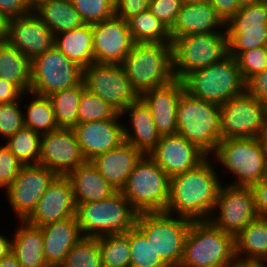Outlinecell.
<instances>
[{
  "mask_svg": "<svg viewBox=\"0 0 267 267\" xmlns=\"http://www.w3.org/2000/svg\"><path fill=\"white\" fill-rule=\"evenodd\" d=\"M209 158L197 167L170 178L166 213L192 221L210 219L222 182Z\"/></svg>",
  "mask_w": 267,
  "mask_h": 267,
  "instance_id": "cell-1",
  "label": "cell"
},
{
  "mask_svg": "<svg viewBox=\"0 0 267 267\" xmlns=\"http://www.w3.org/2000/svg\"><path fill=\"white\" fill-rule=\"evenodd\" d=\"M121 65L139 96L175 79L172 43H134Z\"/></svg>",
  "mask_w": 267,
  "mask_h": 267,
  "instance_id": "cell-2",
  "label": "cell"
},
{
  "mask_svg": "<svg viewBox=\"0 0 267 267\" xmlns=\"http://www.w3.org/2000/svg\"><path fill=\"white\" fill-rule=\"evenodd\" d=\"M235 237L210 220L192 221L188 231L183 267H232L236 263Z\"/></svg>",
  "mask_w": 267,
  "mask_h": 267,
  "instance_id": "cell-3",
  "label": "cell"
},
{
  "mask_svg": "<svg viewBox=\"0 0 267 267\" xmlns=\"http://www.w3.org/2000/svg\"><path fill=\"white\" fill-rule=\"evenodd\" d=\"M232 172L228 185L251 187L267 178V150L263 137L222 140L212 157Z\"/></svg>",
  "mask_w": 267,
  "mask_h": 267,
  "instance_id": "cell-4",
  "label": "cell"
},
{
  "mask_svg": "<svg viewBox=\"0 0 267 267\" xmlns=\"http://www.w3.org/2000/svg\"><path fill=\"white\" fill-rule=\"evenodd\" d=\"M177 128L179 135L210 157L221 142L220 106L184 91L177 107Z\"/></svg>",
  "mask_w": 267,
  "mask_h": 267,
  "instance_id": "cell-5",
  "label": "cell"
},
{
  "mask_svg": "<svg viewBox=\"0 0 267 267\" xmlns=\"http://www.w3.org/2000/svg\"><path fill=\"white\" fill-rule=\"evenodd\" d=\"M137 215L121 191L101 201L76 204V218L83 237L127 233L135 226Z\"/></svg>",
  "mask_w": 267,
  "mask_h": 267,
  "instance_id": "cell-6",
  "label": "cell"
},
{
  "mask_svg": "<svg viewBox=\"0 0 267 267\" xmlns=\"http://www.w3.org/2000/svg\"><path fill=\"white\" fill-rule=\"evenodd\" d=\"M182 82L185 91L191 96L219 106L245 92V81L237 60L230 55L189 73Z\"/></svg>",
  "mask_w": 267,
  "mask_h": 267,
  "instance_id": "cell-7",
  "label": "cell"
},
{
  "mask_svg": "<svg viewBox=\"0 0 267 267\" xmlns=\"http://www.w3.org/2000/svg\"><path fill=\"white\" fill-rule=\"evenodd\" d=\"M192 220L166 212L138 213L135 226L168 266L180 265Z\"/></svg>",
  "mask_w": 267,
  "mask_h": 267,
  "instance_id": "cell-8",
  "label": "cell"
},
{
  "mask_svg": "<svg viewBox=\"0 0 267 267\" xmlns=\"http://www.w3.org/2000/svg\"><path fill=\"white\" fill-rule=\"evenodd\" d=\"M121 192L138 213L165 212L170 198V177L145 154Z\"/></svg>",
  "mask_w": 267,
  "mask_h": 267,
  "instance_id": "cell-9",
  "label": "cell"
},
{
  "mask_svg": "<svg viewBox=\"0 0 267 267\" xmlns=\"http://www.w3.org/2000/svg\"><path fill=\"white\" fill-rule=\"evenodd\" d=\"M173 73L182 80L189 73L206 68L228 55L227 31L184 35L173 42Z\"/></svg>",
  "mask_w": 267,
  "mask_h": 267,
  "instance_id": "cell-10",
  "label": "cell"
},
{
  "mask_svg": "<svg viewBox=\"0 0 267 267\" xmlns=\"http://www.w3.org/2000/svg\"><path fill=\"white\" fill-rule=\"evenodd\" d=\"M221 141L263 137L267 132V105L246 91L220 106Z\"/></svg>",
  "mask_w": 267,
  "mask_h": 267,
  "instance_id": "cell-11",
  "label": "cell"
},
{
  "mask_svg": "<svg viewBox=\"0 0 267 267\" xmlns=\"http://www.w3.org/2000/svg\"><path fill=\"white\" fill-rule=\"evenodd\" d=\"M82 80L83 69L56 47L31 61V93L49 96L56 91L77 86Z\"/></svg>",
  "mask_w": 267,
  "mask_h": 267,
  "instance_id": "cell-12",
  "label": "cell"
},
{
  "mask_svg": "<svg viewBox=\"0 0 267 267\" xmlns=\"http://www.w3.org/2000/svg\"><path fill=\"white\" fill-rule=\"evenodd\" d=\"M85 88L109 103L120 114L140 96L121 64L92 63L83 70Z\"/></svg>",
  "mask_w": 267,
  "mask_h": 267,
  "instance_id": "cell-13",
  "label": "cell"
},
{
  "mask_svg": "<svg viewBox=\"0 0 267 267\" xmlns=\"http://www.w3.org/2000/svg\"><path fill=\"white\" fill-rule=\"evenodd\" d=\"M213 213L209 220L236 237L258 217L251 187L222 184Z\"/></svg>",
  "mask_w": 267,
  "mask_h": 267,
  "instance_id": "cell-14",
  "label": "cell"
},
{
  "mask_svg": "<svg viewBox=\"0 0 267 267\" xmlns=\"http://www.w3.org/2000/svg\"><path fill=\"white\" fill-rule=\"evenodd\" d=\"M58 175L40 164L23 165L5 191L8 205L17 220H25L35 209L43 193Z\"/></svg>",
  "mask_w": 267,
  "mask_h": 267,
  "instance_id": "cell-15",
  "label": "cell"
},
{
  "mask_svg": "<svg viewBox=\"0 0 267 267\" xmlns=\"http://www.w3.org/2000/svg\"><path fill=\"white\" fill-rule=\"evenodd\" d=\"M4 40L32 61L54 47L55 35L32 11L7 20Z\"/></svg>",
  "mask_w": 267,
  "mask_h": 267,
  "instance_id": "cell-16",
  "label": "cell"
},
{
  "mask_svg": "<svg viewBox=\"0 0 267 267\" xmlns=\"http://www.w3.org/2000/svg\"><path fill=\"white\" fill-rule=\"evenodd\" d=\"M85 161L73 129L60 128L42 134L38 164L67 176Z\"/></svg>",
  "mask_w": 267,
  "mask_h": 267,
  "instance_id": "cell-17",
  "label": "cell"
},
{
  "mask_svg": "<svg viewBox=\"0 0 267 267\" xmlns=\"http://www.w3.org/2000/svg\"><path fill=\"white\" fill-rule=\"evenodd\" d=\"M91 26L94 62L121 64L134 44L128 22L114 15Z\"/></svg>",
  "mask_w": 267,
  "mask_h": 267,
  "instance_id": "cell-18",
  "label": "cell"
},
{
  "mask_svg": "<svg viewBox=\"0 0 267 267\" xmlns=\"http://www.w3.org/2000/svg\"><path fill=\"white\" fill-rule=\"evenodd\" d=\"M148 155L170 178L197 167L208 157L178 133L162 135Z\"/></svg>",
  "mask_w": 267,
  "mask_h": 267,
  "instance_id": "cell-19",
  "label": "cell"
},
{
  "mask_svg": "<svg viewBox=\"0 0 267 267\" xmlns=\"http://www.w3.org/2000/svg\"><path fill=\"white\" fill-rule=\"evenodd\" d=\"M74 216L76 204L72 184L67 176L58 175L25 221L33 226L42 227Z\"/></svg>",
  "mask_w": 267,
  "mask_h": 267,
  "instance_id": "cell-20",
  "label": "cell"
},
{
  "mask_svg": "<svg viewBox=\"0 0 267 267\" xmlns=\"http://www.w3.org/2000/svg\"><path fill=\"white\" fill-rule=\"evenodd\" d=\"M119 113L115 118L77 124L75 132L82 155L86 161L119 147L124 142V130Z\"/></svg>",
  "mask_w": 267,
  "mask_h": 267,
  "instance_id": "cell-21",
  "label": "cell"
},
{
  "mask_svg": "<svg viewBox=\"0 0 267 267\" xmlns=\"http://www.w3.org/2000/svg\"><path fill=\"white\" fill-rule=\"evenodd\" d=\"M185 91L182 80L174 79L169 84L148 90L140 98L150 108L155 126L160 135L177 134V107Z\"/></svg>",
  "mask_w": 267,
  "mask_h": 267,
  "instance_id": "cell-22",
  "label": "cell"
},
{
  "mask_svg": "<svg viewBox=\"0 0 267 267\" xmlns=\"http://www.w3.org/2000/svg\"><path fill=\"white\" fill-rule=\"evenodd\" d=\"M221 28L225 29L226 23L209 2L183 3L174 26L169 31L173 42L184 35L222 32Z\"/></svg>",
  "mask_w": 267,
  "mask_h": 267,
  "instance_id": "cell-23",
  "label": "cell"
},
{
  "mask_svg": "<svg viewBox=\"0 0 267 267\" xmlns=\"http://www.w3.org/2000/svg\"><path fill=\"white\" fill-rule=\"evenodd\" d=\"M144 155L141 150L124 141L119 147L102 153L91 161L101 175L117 191H121Z\"/></svg>",
  "mask_w": 267,
  "mask_h": 267,
  "instance_id": "cell-24",
  "label": "cell"
},
{
  "mask_svg": "<svg viewBox=\"0 0 267 267\" xmlns=\"http://www.w3.org/2000/svg\"><path fill=\"white\" fill-rule=\"evenodd\" d=\"M40 228L44 258L49 267H60L72 247L83 238L76 216Z\"/></svg>",
  "mask_w": 267,
  "mask_h": 267,
  "instance_id": "cell-25",
  "label": "cell"
},
{
  "mask_svg": "<svg viewBox=\"0 0 267 267\" xmlns=\"http://www.w3.org/2000/svg\"><path fill=\"white\" fill-rule=\"evenodd\" d=\"M124 114L126 117L127 115L130 117L129 121L131 124V128H128L127 125L123 126L124 141L135 146L144 154H148L161 139L150 108L139 98L127 107L121 113V116H125Z\"/></svg>",
  "mask_w": 267,
  "mask_h": 267,
  "instance_id": "cell-26",
  "label": "cell"
},
{
  "mask_svg": "<svg viewBox=\"0 0 267 267\" xmlns=\"http://www.w3.org/2000/svg\"><path fill=\"white\" fill-rule=\"evenodd\" d=\"M67 177L72 184L75 204L101 201L117 192L92 161H85Z\"/></svg>",
  "mask_w": 267,
  "mask_h": 267,
  "instance_id": "cell-27",
  "label": "cell"
},
{
  "mask_svg": "<svg viewBox=\"0 0 267 267\" xmlns=\"http://www.w3.org/2000/svg\"><path fill=\"white\" fill-rule=\"evenodd\" d=\"M15 231L12 237V253L18 259L20 267H49L44 258L41 228L19 220Z\"/></svg>",
  "mask_w": 267,
  "mask_h": 267,
  "instance_id": "cell-28",
  "label": "cell"
},
{
  "mask_svg": "<svg viewBox=\"0 0 267 267\" xmlns=\"http://www.w3.org/2000/svg\"><path fill=\"white\" fill-rule=\"evenodd\" d=\"M54 47L84 70L94 63L91 24L55 35Z\"/></svg>",
  "mask_w": 267,
  "mask_h": 267,
  "instance_id": "cell-29",
  "label": "cell"
},
{
  "mask_svg": "<svg viewBox=\"0 0 267 267\" xmlns=\"http://www.w3.org/2000/svg\"><path fill=\"white\" fill-rule=\"evenodd\" d=\"M237 261L267 262V218L257 217L235 237Z\"/></svg>",
  "mask_w": 267,
  "mask_h": 267,
  "instance_id": "cell-30",
  "label": "cell"
},
{
  "mask_svg": "<svg viewBox=\"0 0 267 267\" xmlns=\"http://www.w3.org/2000/svg\"><path fill=\"white\" fill-rule=\"evenodd\" d=\"M33 12L48 26L54 35L73 30L85 24L71 0H42Z\"/></svg>",
  "mask_w": 267,
  "mask_h": 267,
  "instance_id": "cell-31",
  "label": "cell"
},
{
  "mask_svg": "<svg viewBox=\"0 0 267 267\" xmlns=\"http://www.w3.org/2000/svg\"><path fill=\"white\" fill-rule=\"evenodd\" d=\"M0 78L13 83L23 93L30 92L31 61L4 39L0 41Z\"/></svg>",
  "mask_w": 267,
  "mask_h": 267,
  "instance_id": "cell-32",
  "label": "cell"
},
{
  "mask_svg": "<svg viewBox=\"0 0 267 267\" xmlns=\"http://www.w3.org/2000/svg\"><path fill=\"white\" fill-rule=\"evenodd\" d=\"M84 88L82 81L77 86L56 91L48 96L59 128L73 129L78 124V106Z\"/></svg>",
  "mask_w": 267,
  "mask_h": 267,
  "instance_id": "cell-33",
  "label": "cell"
},
{
  "mask_svg": "<svg viewBox=\"0 0 267 267\" xmlns=\"http://www.w3.org/2000/svg\"><path fill=\"white\" fill-rule=\"evenodd\" d=\"M127 22L134 43H172L170 31L149 10Z\"/></svg>",
  "mask_w": 267,
  "mask_h": 267,
  "instance_id": "cell-34",
  "label": "cell"
},
{
  "mask_svg": "<svg viewBox=\"0 0 267 267\" xmlns=\"http://www.w3.org/2000/svg\"><path fill=\"white\" fill-rule=\"evenodd\" d=\"M32 97L29 104H25L24 125L35 132L42 134L56 131L59 128L54 115L53 107L48 96L28 93Z\"/></svg>",
  "mask_w": 267,
  "mask_h": 267,
  "instance_id": "cell-35",
  "label": "cell"
},
{
  "mask_svg": "<svg viewBox=\"0 0 267 267\" xmlns=\"http://www.w3.org/2000/svg\"><path fill=\"white\" fill-rule=\"evenodd\" d=\"M102 266L130 267V230L98 237Z\"/></svg>",
  "mask_w": 267,
  "mask_h": 267,
  "instance_id": "cell-36",
  "label": "cell"
},
{
  "mask_svg": "<svg viewBox=\"0 0 267 267\" xmlns=\"http://www.w3.org/2000/svg\"><path fill=\"white\" fill-rule=\"evenodd\" d=\"M42 135L24 126L5 141L6 147L24 165L38 164Z\"/></svg>",
  "mask_w": 267,
  "mask_h": 267,
  "instance_id": "cell-37",
  "label": "cell"
},
{
  "mask_svg": "<svg viewBox=\"0 0 267 267\" xmlns=\"http://www.w3.org/2000/svg\"><path fill=\"white\" fill-rule=\"evenodd\" d=\"M267 29V1L241 7L226 23L227 34Z\"/></svg>",
  "mask_w": 267,
  "mask_h": 267,
  "instance_id": "cell-38",
  "label": "cell"
},
{
  "mask_svg": "<svg viewBox=\"0 0 267 267\" xmlns=\"http://www.w3.org/2000/svg\"><path fill=\"white\" fill-rule=\"evenodd\" d=\"M130 267H168L136 226L130 229Z\"/></svg>",
  "mask_w": 267,
  "mask_h": 267,
  "instance_id": "cell-39",
  "label": "cell"
},
{
  "mask_svg": "<svg viewBox=\"0 0 267 267\" xmlns=\"http://www.w3.org/2000/svg\"><path fill=\"white\" fill-rule=\"evenodd\" d=\"M60 267H102L98 238L80 239L69 251Z\"/></svg>",
  "mask_w": 267,
  "mask_h": 267,
  "instance_id": "cell-40",
  "label": "cell"
},
{
  "mask_svg": "<svg viewBox=\"0 0 267 267\" xmlns=\"http://www.w3.org/2000/svg\"><path fill=\"white\" fill-rule=\"evenodd\" d=\"M118 114L109 103L86 88L83 89L78 106V124L109 120Z\"/></svg>",
  "mask_w": 267,
  "mask_h": 267,
  "instance_id": "cell-41",
  "label": "cell"
},
{
  "mask_svg": "<svg viewBox=\"0 0 267 267\" xmlns=\"http://www.w3.org/2000/svg\"><path fill=\"white\" fill-rule=\"evenodd\" d=\"M85 24H94L115 15V0H71Z\"/></svg>",
  "mask_w": 267,
  "mask_h": 267,
  "instance_id": "cell-42",
  "label": "cell"
},
{
  "mask_svg": "<svg viewBox=\"0 0 267 267\" xmlns=\"http://www.w3.org/2000/svg\"><path fill=\"white\" fill-rule=\"evenodd\" d=\"M228 55L236 58L241 52L267 45V29L227 34Z\"/></svg>",
  "mask_w": 267,
  "mask_h": 267,
  "instance_id": "cell-43",
  "label": "cell"
},
{
  "mask_svg": "<svg viewBox=\"0 0 267 267\" xmlns=\"http://www.w3.org/2000/svg\"><path fill=\"white\" fill-rule=\"evenodd\" d=\"M0 104V136L7 140L24 127V111L20 108L22 102Z\"/></svg>",
  "mask_w": 267,
  "mask_h": 267,
  "instance_id": "cell-44",
  "label": "cell"
},
{
  "mask_svg": "<svg viewBox=\"0 0 267 267\" xmlns=\"http://www.w3.org/2000/svg\"><path fill=\"white\" fill-rule=\"evenodd\" d=\"M237 64L241 75L246 82L255 74L267 68L266 47H259L245 52H241L237 57Z\"/></svg>",
  "mask_w": 267,
  "mask_h": 267,
  "instance_id": "cell-45",
  "label": "cell"
},
{
  "mask_svg": "<svg viewBox=\"0 0 267 267\" xmlns=\"http://www.w3.org/2000/svg\"><path fill=\"white\" fill-rule=\"evenodd\" d=\"M22 164L6 147H0V188L4 191L11 185L21 170Z\"/></svg>",
  "mask_w": 267,
  "mask_h": 267,
  "instance_id": "cell-46",
  "label": "cell"
},
{
  "mask_svg": "<svg viewBox=\"0 0 267 267\" xmlns=\"http://www.w3.org/2000/svg\"><path fill=\"white\" fill-rule=\"evenodd\" d=\"M182 0H151L149 11L170 30L181 10Z\"/></svg>",
  "mask_w": 267,
  "mask_h": 267,
  "instance_id": "cell-47",
  "label": "cell"
},
{
  "mask_svg": "<svg viewBox=\"0 0 267 267\" xmlns=\"http://www.w3.org/2000/svg\"><path fill=\"white\" fill-rule=\"evenodd\" d=\"M151 0H115V16L125 21L149 9Z\"/></svg>",
  "mask_w": 267,
  "mask_h": 267,
  "instance_id": "cell-48",
  "label": "cell"
},
{
  "mask_svg": "<svg viewBox=\"0 0 267 267\" xmlns=\"http://www.w3.org/2000/svg\"><path fill=\"white\" fill-rule=\"evenodd\" d=\"M245 91L267 105V68L245 82Z\"/></svg>",
  "mask_w": 267,
  "mask_h": 267,
  "instance_id": "cell-49",
  "label": "cell"
},
{
  "mask_svg": "<svg viewBox=\"0 0 267 267\" xmlns=\"http://www.w3.org/2000/svg\"><path fill=\"white\" fill-rule=\"evenodd\" d=\"M33 7L27 0H0V14L6 19L27 15Z\"/></svg>",
  "mask_w": 267,
  "mask_h": 267,
  "instance_id": "cell-50",
  "label": "cell"
},
{
  "mask_svg": "<svg viewBox=\"0 0 267 267\" xmlns=\"http://www.w3.org/2000/svg\"><path fill=\"white\" fill-rule=\"evenodd\" d=\"M258 217L267 218V178L251 186Z\"/></svg>",
  "mask_w": 267,
  "mask_h": 267,
  "instance_id": "cell-51",
  "label": "cell"
},
{
  "mask_svg": "<svg viewBox=\"0 0 267 267\" xmlns=\"http://www.w3.org/2000/svg\"><path fill=\"white\" fill-rule=\"evenodd\" d=\"M222 20L227 23L241 8L237 0H209Z\"/></svg>",
  "mask_w": 267,
  "mask_h": 267,
  "instance_id": "cell-52",
  "label": "cell"
},
{
  "mask_svg": "<svg viewBox=\"0 0 267 267\" xmlns=\"http://www.w3.org/2000/svg\"><path fill=\"white\" fill-rule=\"evenodd\" d=\"M28 93H23L16 85L0 78V104L20 101Z\"/></svg>",
  "mask_w": 267,
  "mask_h": 267,
  "instance_id": "cell-53",
  "label": "cell"
},
{
  "mask_svg": "<svg viewBox=\"0 0 267 267\" xmlns=\"http://www.w3.org/2000/svg\"><path fill=\"white\" fill-rule=\"evenodd\" d=\"M12 252V239L0 234V260Z\"/></svg>",
  "mask_w": 267,
  "mask_h": 267,
  "instance_id": "cell-54",
  "label": "cell"
},
{
  "mask_svg": "<svg viewBox=\"0 0 267 267\" xmlns=\"http://www.w3.org/2000/svg\"><path fill=\"white\" fill-rule=\"evenodd\" d=\"M0 267H20V264L16 256L11 252L0 260Z\"/></svg>",
  "mask_w": 267,
  "mask_h": 267,
  "instance_id": "cell-55",
  "label": "cell"
},
{
  "mask_svg": "<svg viewBox=\"0 0 267 267\" xmlns=\"http://www.w3.org/2000/svg\"><path fill=\"white\" fill-rule=\"evenodd\" d=\"M265 262H243L236 261L232 267H267Z\"/></svg>",
  "mask_w": 267,
  "mask_h": 267,
  "instance_id": "cell-56",
  "label": "cell"
},
{
  "mask_svg": "<svg viewBox=\"0 0 267 267\" xmlns=\"http://www.w3.org/2000/svg\"><path fill=\"white\" fill-rule=\"evenodd\" d=\"M7 20L0 14V39H4L6 34Z\"/></svg>",
  "mask_w": 267,
  "mask_h": 267,
  "instance_id": "cell-57",
  "label": "cell"
},
{
  "mask_svg": "<svg viewBox=\"0 0 267 267\" xmlns=\"http://www.w3.org/2000/svg\"><path fill=\"white\" fill-rule=\"evenodd\" d=\"M262 1H264V0H237L240 7L257 4V3H260Z\"/></svg>",
  "mask_w": 267,
  "mask_h": 267,
  "instance_id": "cell-58",
  "label": "cell"
},
{
  "mask_svg": "<svg viewBox=\"0 0 267 267\" xmlns=\"http://www.w3.org/2000/svg\"><path fill=\"white\" fill-rule=\"evenodd\" d=\"M209 2V0H182V3L192 4V3H204Z\"/></svg>",
  "mask_w": 267,
  "mask_h": 267,
  "instance_id": "cell-59",
  "label": "cell"
},
{
  "mask_svg": "<svg viewBox=\"0 0 267 267\" xmlns=\"http://www.w3.org/2000/svg\"><path fill=\"white\" fill-rule=\"evenodd\" d=\"M29 2V4L34 7L38 2L42 1V0H27Z\"/></svg>",
  "mask_w": 267,
  "mask_h": 267,
  "instance_id": "cell-60",
  "label": "cell"
},
{
  "mask_svg": "<svg viewBox=\"0 0 267 267\" xmlns=\"http://www.w3.org/2000/svg\"><path fill=\"white\" fill-rule=\"evenodd\" d=\"M263 139H264L266 150H267V132L264 134Z\"/></svg>",
  "mask_w": 267,
  "mask_h": 267,
  "instance_id": "cell-61",
  "label": "cell"
},
{
  "mask_svg": "<svg viewBox=\"0 0 267 267\" xmlns=\"http://www.w3.org/2000/svg\"><path fill=\"white\" fill-rule=\"evenodd\" d=\"M171 267H183V266H181V265H177V266H171Z\"/></svg>",
  "mask_w": 267,
  "mask_h": 267,
  "instance_id": "cell-62",
  "label": "cell"
}]
</instances>
